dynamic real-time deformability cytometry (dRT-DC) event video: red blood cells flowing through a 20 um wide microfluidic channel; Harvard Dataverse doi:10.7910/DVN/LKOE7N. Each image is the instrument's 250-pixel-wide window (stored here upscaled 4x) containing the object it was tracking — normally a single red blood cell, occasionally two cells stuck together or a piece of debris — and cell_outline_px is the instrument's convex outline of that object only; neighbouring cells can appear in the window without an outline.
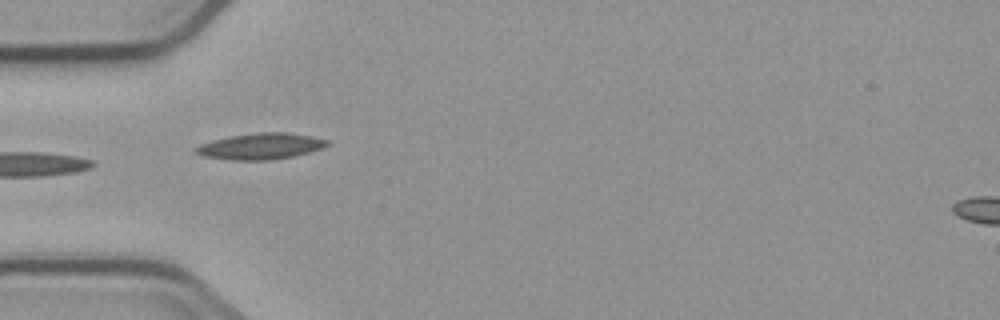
{"species": "common noctule bat (a hibernating species)", "species_latin": "Nyctalus noctula", "temperature_condition": "cold", "stored_images_in_passage": 5, "camera_frame_rate_fps": 3000, "um_per_image_px": 0.085, "animal": {"sex": "male", "body_mass_g": 23.1, "forearm_length_mm": 52.7}, "frame": {"image": 1, "passage_image": 4, "time_ms": 3.333, "image_size_px": [1000, 320], "cell_outline_px": [[332, 144], [324, 148], [292, 156], [272, 160], [232, 160], [204, 156], [196, 152], [192, 148], [200, 144], [212, 140], [228, 136], [260, 132], [284, 132], [312, 136], [328, 140]], "centroid_in_image_um": [22.17, 12.42], "position_along_channel_um": 62.8, "area_um2": 20.11}}
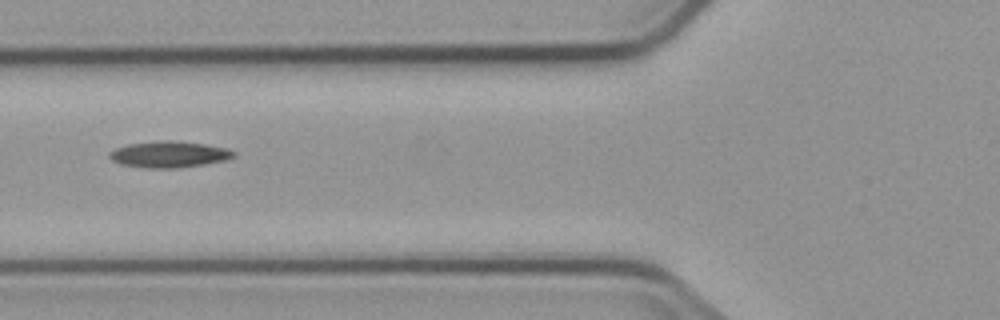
{"frame": {"image": 2, "passage_image": 5, "time_ms": 4.667, "image_size_px": [1000, 320], "cell_outline_px": [[236, 156], [224, 160], [204, 164], [176, 168], [148, 168], [120, 164], [112, 160], [108, 156], [108, 152], [116, 148], [128, 144], [160, 140], [168, 140], [204, 144], [224, 148], [236, 152]], "centroid_in_image_um": [14.33, 13.12], "position_along_channel_um": 111.5, "area_um2": 18.9}}